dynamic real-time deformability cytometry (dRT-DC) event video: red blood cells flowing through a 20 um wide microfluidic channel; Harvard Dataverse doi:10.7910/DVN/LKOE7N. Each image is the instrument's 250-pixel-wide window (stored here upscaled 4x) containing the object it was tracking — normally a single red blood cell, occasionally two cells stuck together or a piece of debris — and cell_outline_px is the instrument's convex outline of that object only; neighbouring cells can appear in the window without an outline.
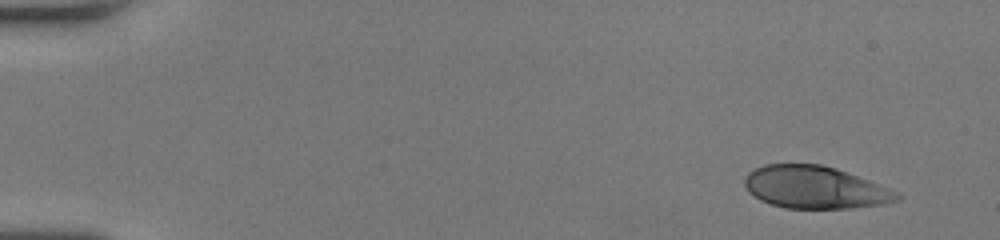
{"species": "human", "species_latin": "Homo sapiens", "temperature_condition": "room temperature", "stored_images_in_passage": 51, "camera_frame_rate_fps": 3000, "um_per_image_px": 0.085, "donor": {"sex": "female"}, "frame": {"image": 1, "passage_image": 3, "time_ms": 0.667, "image_size_px": [1000, 240], "cell_outline_px": [[900, 200], [888, 204], [852, 208], [784, 208], [760, 200], [748, 192], [744, 184], [744, 176], [748, 172], [764, 164], [820, 164], [836, 168], [900, 192]], "centroid_in_image_um": [69.28, 15.93], "position_along_channel_um": 15.7, "area_um2": 37.86}}
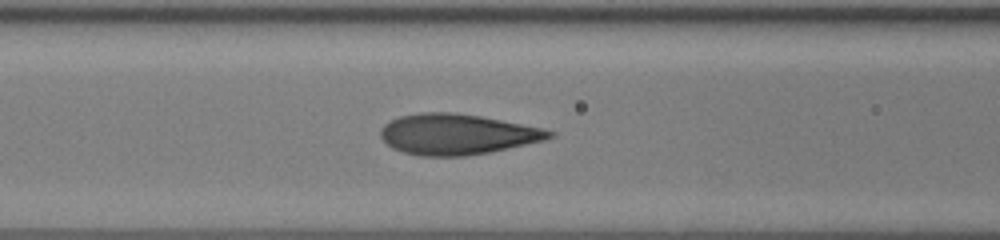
{"frame": {"image": 2, "passage_image": 22, "time_ms": 7.0, "image_size_px": [1000, 240], "cell_outline_px": [[556, 136], [544, 140], [508, 148], [488, 152], [464, 156], [420, 156], [404, 152], [392, 148], [380, 136], [380, 128], [384, 124], [400, 116], [424, 112], [452, 112], [480, 116], [544, 128], [556, 132]], "centroid_in_image_um": [38.86, 11.41], "position_along_channel_um": 127.7, "area_um2": 39.82}}
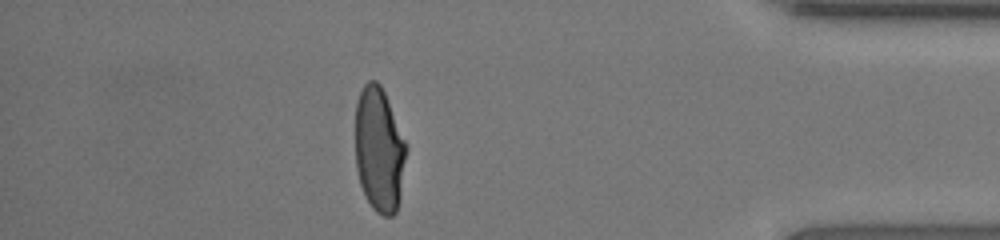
{"frame": {"image": 3, "passage_image": 45, "time_ms": 14.667, "image_size_px": [1000, 240], "cell_outline_px": [[408, 148], [400, 200], [396, 212], [392, 216], [384, 216], [376, 212], [372, 208], [364, 196], [360, 184], [356, 168], [356, 104], [360, 92], [364, 84], [368, 80], [376, 80], [380, 84], [384, 92]], "centroid_in_image_um": [32.24, 12.77], "position_along_channel_um": 403.0, "area_um2": 37.28}, "authors_computed_cell_mechanics": {"area_um2": 38.6104, "velocity_mm_per_s": 4.0552, "shape_relaxation_time_tau1_ms": 5.7125, "shape_relaxation_time_tau2_ms": null, "deformation_change_tau1": 0.2248, "deformation_change_tau2": null}}